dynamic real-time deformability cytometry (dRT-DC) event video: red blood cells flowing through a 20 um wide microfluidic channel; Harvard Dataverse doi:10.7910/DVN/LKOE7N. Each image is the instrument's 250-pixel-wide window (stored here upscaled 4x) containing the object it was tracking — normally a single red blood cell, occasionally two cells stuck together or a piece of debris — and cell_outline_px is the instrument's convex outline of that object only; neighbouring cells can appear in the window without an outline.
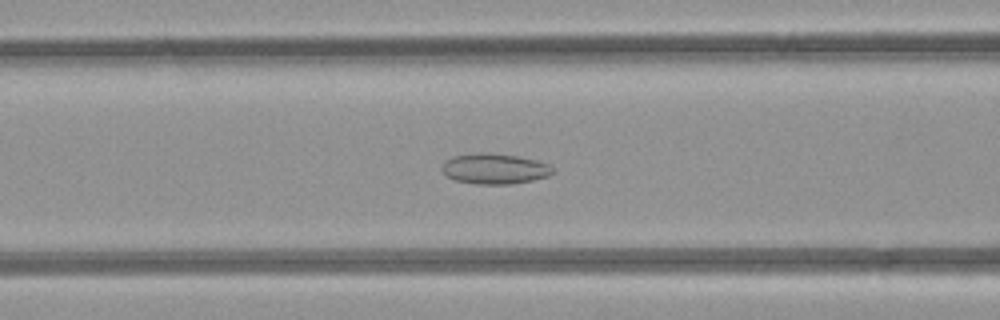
{"species": "common noctule bat (a hibernating species)", "species_latin": "Nyctalus noctula", "temperature_condition": "room temperature", "stored_images_in_passage": 48, "camera_frame_rate_fps": 3000, "um_per_image_px": 0.085, "animal": {"sex": "female", "body_mass_g": 21.9}, "frame": {"image": 1, "passage_image": 19, "time_ms": 6.0, "image_size_px": [1000, 320], "cell_outline_px": [[556, 172], [548, 176], [532, 180], [512, 184], [476, 184], [456, 180], [448, 176], [440, 168], [444, 160], [452, 156], [476, 152], [488, 152], [516, 156], [536, 160], [548, 164]], "centroid_in_image_um": [42.02, 14.33], "position_along_channel_um": 124.6, "area_um2": 19.83}}
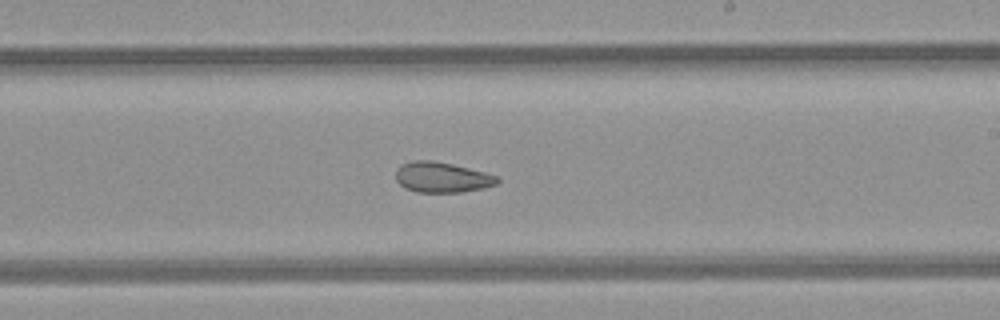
{"frame": {"image": 2, "passage_image": 28, "time_ms": 9.0, "image_size_px": [1000, 320], "cell_outline_px": [[500, 180], [496, 184], [484, 188], [460, 192], [416, 192], [404, 188], [396, 180], [396, 168], [404, 164], [416, 160], [432, 160], [452, 164], [484, 172], [496, 176]], "centroid_in_image_um": [37.55, 15.08], "position_along_channel_um": 251.5, "area_um2": 17.86}}
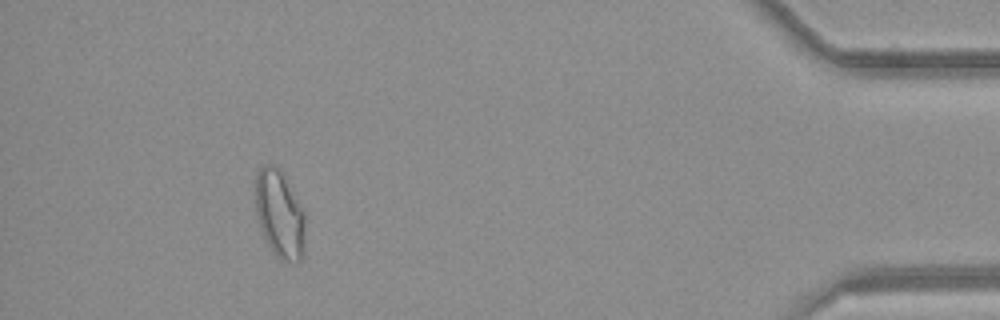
{"frame": {"image": 3, "passage_image": 44, "time_ms": 14.333, "image_size_px": [1000, 320], "cell_outline_px": [[304, 252], [300, 264], [296, 264], [280, 260], [276, 256], [268, 244], [260, 228], [256, 212], [252, 184], [252, 180], [256, 172], [264, 164], [272, 164], [284, 176], [304, 212]], "centroid_in_image_um": [23.72, 18.22], "position_along_channel_um": 411.5, "area_um2": 25.95}, "authors_computed_cell_mechanics": {"area_um2": 22.7732, "velocity_mm_per_s": 4.2255, "shape_relaxation_time_tau1_ms": null, "shape_relaxation_time_tau2_ms": 4.0807, "deformation_change_tau1": null, "deformation_change_tau2": 0.0947}}